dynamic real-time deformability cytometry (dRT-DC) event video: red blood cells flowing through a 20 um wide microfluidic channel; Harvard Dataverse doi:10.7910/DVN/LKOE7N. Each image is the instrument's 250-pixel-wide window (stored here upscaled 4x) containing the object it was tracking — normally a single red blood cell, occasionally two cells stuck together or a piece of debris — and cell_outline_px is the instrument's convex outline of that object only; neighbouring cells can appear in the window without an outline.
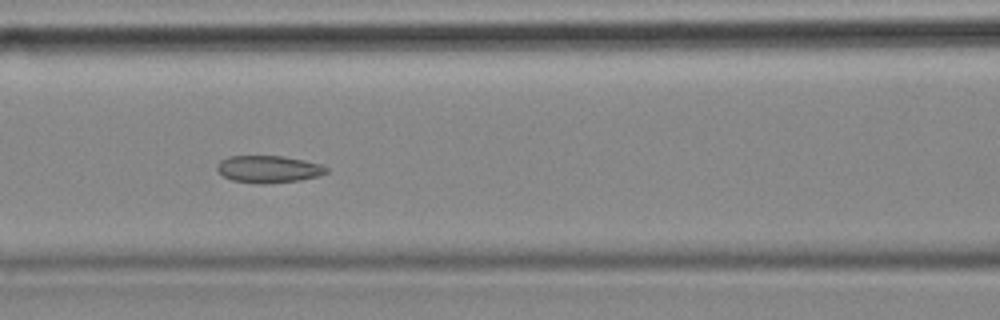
{"species": "common noctule bat (a hibernating species)", "species_latin": "Nyctalus noctula", "temperature_condition": "cold", "stored_images_in_passage": 7, "camera_frame_rate_fps": 3000, "um_per_image_px": 0.085, "animal": {"sex": "female", "body_mass_g": 18.4}, "frame": {"image": 1, "passage_image": 7, "time_ms": 2.0, "image_size_px": [1000, 320], "cell_outline_px": [[328, 172], [316, 176], [300, 180], [264, 184], [260, 184], [232, 180], [224, 176], [216, 168], [216, 164], [220, 160], [228, 156], [284, 156], [304, 160], [320, 164], [328, 168]], "centroid_in_image_um": [22.8, 14.37], "position_along_channel_um": 143.8, "area_um2": 17.28}}